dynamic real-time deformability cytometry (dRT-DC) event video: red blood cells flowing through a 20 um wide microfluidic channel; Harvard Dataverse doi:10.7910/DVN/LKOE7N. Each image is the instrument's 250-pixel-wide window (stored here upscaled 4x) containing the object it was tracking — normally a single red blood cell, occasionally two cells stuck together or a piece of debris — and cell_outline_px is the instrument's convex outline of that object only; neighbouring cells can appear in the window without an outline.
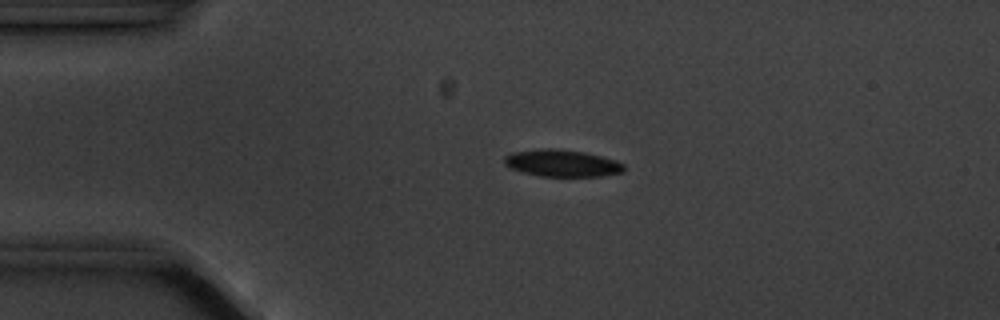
{"species": "common noctule bat (a hibernating species)", "species_latin": "Nyctalus noctula", "temperature_condition": "cold", "stored_images_in_passage": 5, "camera_frame_rate_fps": 3000, "um_per_image_px": 0.085, "animal": {"sex": "male", "body_mass_g": 20.1, "forearm_length_mm": 53.5}, "frame": {"image": 1, "passage_image": 4, "time_ms": 3.333, "image_size_px": [1000, 320], "cell_outline_px": [[628, 168], [624, 172], [604, 176], [540, 176], [508, 168], [504, 164], [504, 156], [512, 152], [540, 148], [556, 148], [584, 152], [616, 160], [624, 164]], "centroid_in_image_um": [47.79, 13.87], "position_along_channel_um": 37.2, "area_um2": 19.07}}